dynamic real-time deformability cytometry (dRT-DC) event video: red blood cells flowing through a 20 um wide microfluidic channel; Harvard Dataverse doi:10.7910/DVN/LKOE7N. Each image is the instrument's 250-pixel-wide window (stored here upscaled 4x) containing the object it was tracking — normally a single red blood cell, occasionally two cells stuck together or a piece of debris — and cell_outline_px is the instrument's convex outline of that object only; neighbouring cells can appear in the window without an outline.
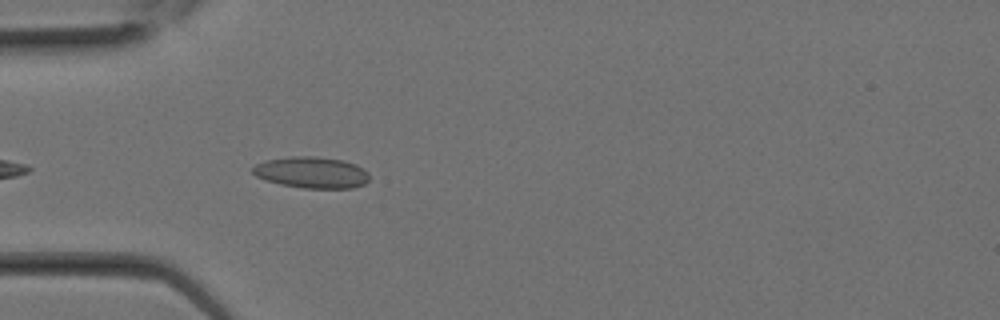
{"species": "Egyptian fruit bat (a non-hibernating species)", "species_latin": "Rousettus aegyptiacus", "temperature_condition": "room temperature", "stored_images_in_passage": 13, "camera_frame_rate_fps": 3000, "um_per_image_px": 0.085, "animal": {"sex": "female"}, "frame": {"image": 1, "passage_image": 8, "time_ms": 2.333, "image_size_px": [1000, 320], "cell_outline_px": [[368, 180], [364, 184], [352, 188], [304, 188], [280, 184], [264, 180], [256, 176], [252, 172], [252, 168], [256, 164], [268, 160], [292, 156], [316, 156], [344, 160], [356, 164], [364, 168], [368, 172]], "centroid_in_image_um": [26.5, 14.65], "position_along_channel_um": 58.5, "area_um2": 21.39}}
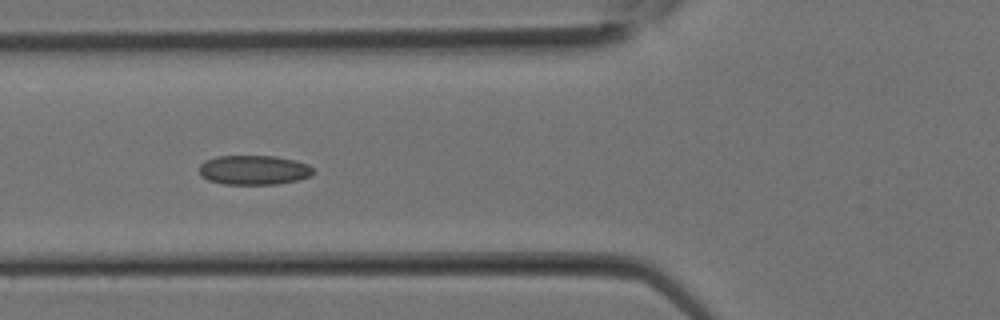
{"frame": {"image": 2, "passage_image": 10, "time_ms": 3.0, "image_size_px": [1000, 320], "cell_outline_px": [[312, 172], [308, 176], [296, 180], [276, 184], [224, 184], [208, 180], [200, 176], [200, 164], [204, 160], [216, 156], [276, 156], [296, 160], [308, 164], [312, 168]], "centroid_in_image_um": [21.53, 14.44], "position_along_channel_um": 104.3, "area_um2": 19.54}}
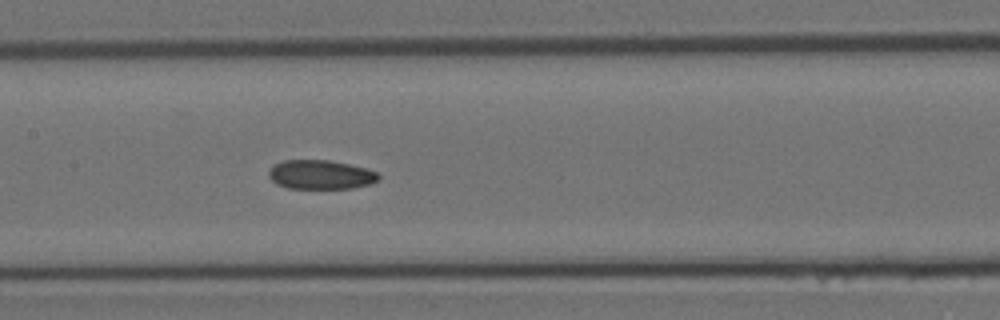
{"frame": {"image": 3, "passage_image": 13, "time_ms": 4.0, "image_size_px": [1000, 320], "cell_outline_px": [[380, 180], [368, 184], [352, 188], [288, 188], [276, 184], [268, 176], [268, 172], [276, 164], [284, 160], [328, 160], [348, 164], [364, 168], [376, 172], [380, 176]], "centroid_in_image_um": [27.25, 14.85], "position_along_channel_um": 180.2, "area_um2": 18.44}}